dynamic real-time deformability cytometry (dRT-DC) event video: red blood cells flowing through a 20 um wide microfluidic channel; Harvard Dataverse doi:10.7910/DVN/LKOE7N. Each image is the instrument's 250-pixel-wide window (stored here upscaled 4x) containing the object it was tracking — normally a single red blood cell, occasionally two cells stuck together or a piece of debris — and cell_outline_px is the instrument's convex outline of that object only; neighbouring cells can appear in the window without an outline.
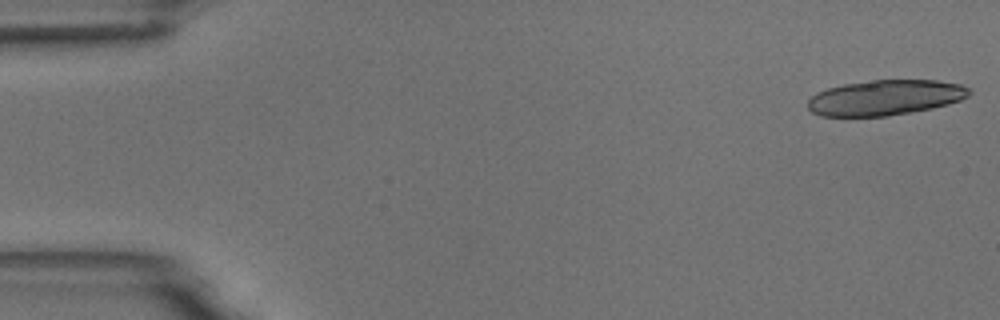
{"species": "common noctule bat (a hibernating species)", "species_latin": "Nyctalus noctula", "temperature_condition": "room temperature", "stored_images_in_passage": 18, "camera_frame_rate_fps": 3000, "um_per_image_px": 0.085, "animal": {"sex": "male", "body_mass_g": 18.8}, "frame": {"image": 1, "passage_image": 1, "time_ms": 0.0, "image_size_px": [1000, 320], "cell_outline_px": [[972, 92], [968, 96], [960, 100], [948, 104], [932, 108], [912, 112], [888, 116], [820, 116], [812, 112], [808, 108], [808, 100], [816, 92], [828, 88], [844, 84], [872, 80], [936, 80], [960, 84], [968, 88]], "centroid_in_image_um": [75.24, 8.3], "position_along_channel_um": 9.8, "area_um2": 33.23}}